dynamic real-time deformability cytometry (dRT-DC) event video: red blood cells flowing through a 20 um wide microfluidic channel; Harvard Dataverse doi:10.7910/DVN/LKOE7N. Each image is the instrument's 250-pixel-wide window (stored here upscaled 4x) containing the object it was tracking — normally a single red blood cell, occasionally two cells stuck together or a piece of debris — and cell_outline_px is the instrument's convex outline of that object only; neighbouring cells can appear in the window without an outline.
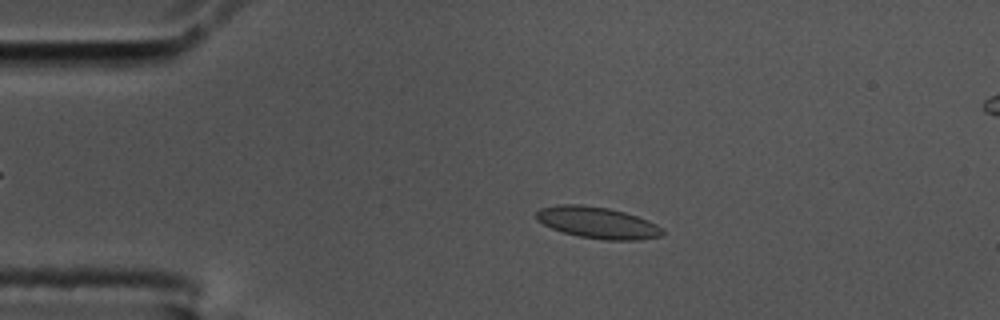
{"species": "common noctule bat (a hibernating species)", "species_latin": "Nyctalus noctula", "temperature_condition": "cold", "stored_images_in_passage": 55, "camera_frame_rate_fps": 3000, "um_per_image_px": 0.085, "animal": {"sex": "male", "body_mass_g": 17.5, "forearm_length_mm": 52.3}, "frame": {"image": 1, "passage_image": 11, "time_ms": 3.333, "image_size_px": [1000, 320], "cell_outline_px": [[664, 232], [660, 236], [640, 240], [604, 240], [580, 236], [564, 232], [552, 228], [536, 220], [536, 212], [540, 208], [556, 204], [584, 204], [608, 208], [624, 212], [648, 220], [664, 228]], "centroid_in_image_um": [50.79, 18.92], "position_along_channel_um": 34.2, "area_um2": 23.24}}
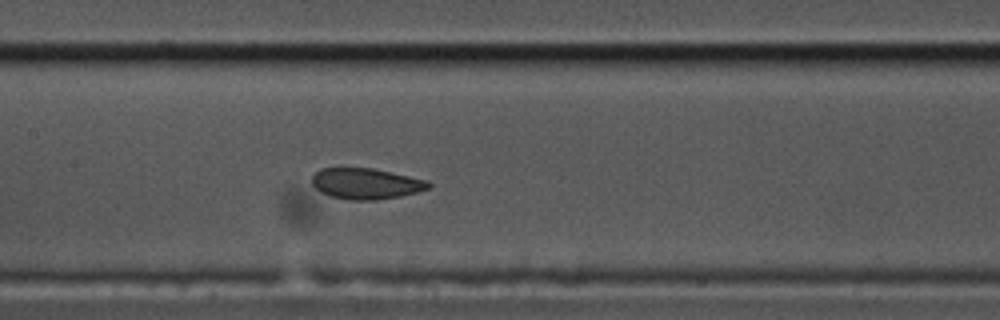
{"frame": {"image": 2, "passage_image": 26, "time_ms": 8.333, "image_size_px": [1000, 320], "cell_outline_px": [[432, 184], [428, 188], [416, 192], [400, 196], [376, 200], [348, 200], [328, 196], [320, 192], [312, 184], [312, 176], [320, 168], [340, 164], [372, 168], [428, 180]], "centroid_in_image_um": [31.02, 15.56], "position_along_channel_um": 176.4, "area_um2": 21.79}}
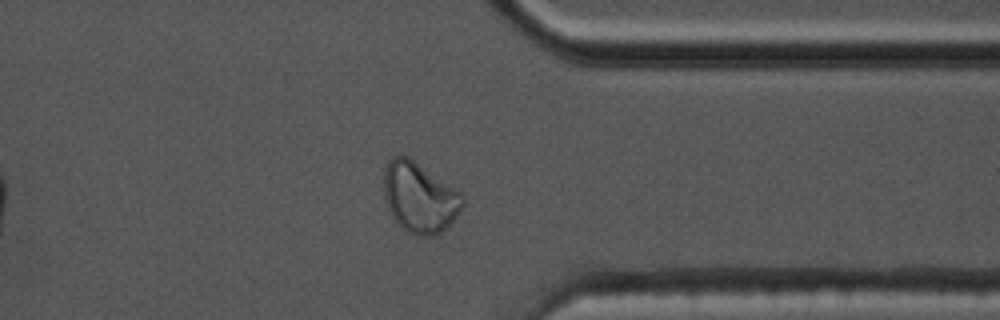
{"frame": {"image": 3, "passage_image": 43, "time_ms": 14.0, "image_size_px": [1000, 320], "cell_outline_px": [[464, 208], [448, 228], [432, 236], [416, 236], [408, 232], [392, 216], [384, 200], [384, 168], [388, 160], [392, 156], [408, 156], [460, 192], [464, 196]], "centroid_in_image_um": [35.67, 16.79], "position_along_channel_um": 375.7, "area_um2": 32.43}, "authors_computed_cell_mechanics": {"area_um2": 22.1374, "velocity_mm_per_s": 3.6052, "shape_relaxation_time_tau1_ms": 8.3452, "shape_relaxation_time_tau2_ms": 1.357, "deformation_change_tau1": 0.1831, "deformation_change_tau2": 0.0483}}